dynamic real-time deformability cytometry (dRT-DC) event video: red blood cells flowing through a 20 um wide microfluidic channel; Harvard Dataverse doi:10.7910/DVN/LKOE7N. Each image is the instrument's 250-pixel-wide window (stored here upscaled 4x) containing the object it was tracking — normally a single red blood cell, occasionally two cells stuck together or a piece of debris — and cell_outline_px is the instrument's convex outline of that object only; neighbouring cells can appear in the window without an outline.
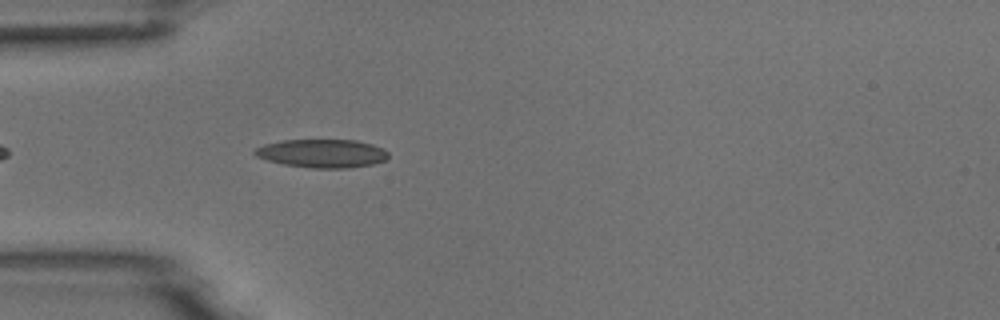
{"species": "common noctule bat (a hibernating species)", "species_latin": "Nyctalus noctula", "temperature_condition": "room temperature", "stored_images_in_passage": 4, "camera_frame_rate_fps": 3000, "um_per_image_px": 0.085, "animal": {"sex": "male", "body_mass_g": 18.8}, "frame": {"image": 1, "passage_image": 4, "time_ms": 4.333, "image_size_px": [1000, 320], "cell_outline_px": [[388, 156], [384, 160], [372, 164], [352, 168], [312, 168], [284, 164], [268, 160], [256, 156], [252, 152], [256, 148], [264, 144], [280, 140], [356, 140], [372, 144], [384, 148], [388, 152]], "centroid_in_image_um": [27.38, 13.03], "position_along_channel_um": 57.6, "area_um2": 22.14}}